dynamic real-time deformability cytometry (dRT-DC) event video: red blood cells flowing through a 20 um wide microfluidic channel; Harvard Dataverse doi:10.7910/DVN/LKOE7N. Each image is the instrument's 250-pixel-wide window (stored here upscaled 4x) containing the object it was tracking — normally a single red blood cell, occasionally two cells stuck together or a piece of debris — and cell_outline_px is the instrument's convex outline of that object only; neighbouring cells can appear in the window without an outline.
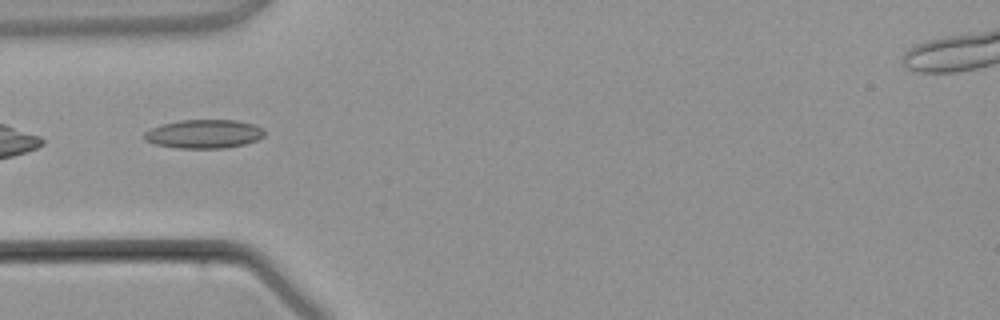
{"species": "common noctule bat (a hibernating species)", "species_latin": "Nyctalus noctula", "temperature_condition": "warm", "stored_images_in_passage": 4, "camera_frame_rate_fps": 3000, "um_per_image_px": 0.085, "animal": {"sex": "male", "body_mass_g": 21.5, "forearm_length_mm": 52.0}, "frame": {"image": 1, "passage_image": 4, "time_ms": 3.667, "image_size_px": [1000, 320], "cell_outline_px": [[264, 136], [256, 140], [244, 144], [224, 148], [176, 148], [156, 144], [144, 140], [144, 132], [152, 128], [164, 124], [180, 120], [236, 120], [252, 124], [264, 128]], "centroid_in_image_um": [17.34, 11.38], "position_along_channel_um": 67.7, "area_um2": 20.0}}